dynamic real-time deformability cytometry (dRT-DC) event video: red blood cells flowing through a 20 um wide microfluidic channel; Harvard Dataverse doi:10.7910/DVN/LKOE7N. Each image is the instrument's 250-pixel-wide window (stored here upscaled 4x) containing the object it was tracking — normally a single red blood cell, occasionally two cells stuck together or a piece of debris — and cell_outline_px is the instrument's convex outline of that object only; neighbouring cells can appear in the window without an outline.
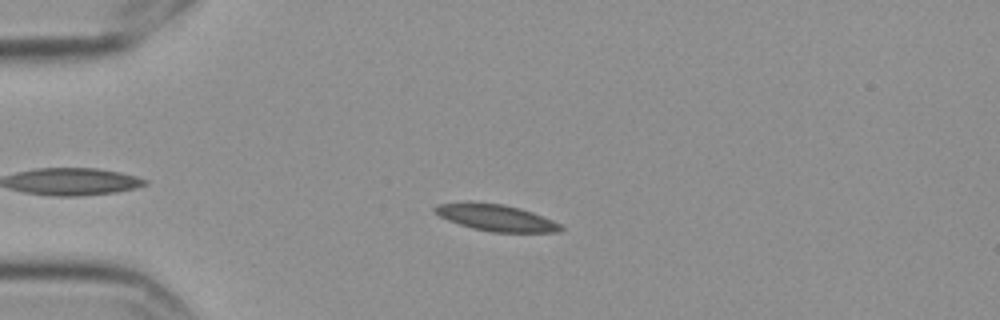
{"species": "Egyptian fruit bat (a non-hibernating species)", "species_latin": "Rousettus aegyptiacus", "temperature_condition": "cold", "stored_images_in_passage": 3, "camera_frame_rate_fps": 3000, "um_per_image_px": 0.085, "frame": {"image": 1, "passage_image": 2, "time_ms": 0.333, "image_size_px": [1000, 320], "cell_outline_px": [[564, 228], [560, 232], [492, 232], [472, 228], [448, 220], [440, 216], [432, 208], [436, 204], [468, 200], [472, 200], [504, 204], [520, 208], [532, 212], [552, 220], [560, 224]], "centroid_in_image_um": [42.11, 18.47], "position_along_channel_um": 42.9, "area_um2": 19.83}}